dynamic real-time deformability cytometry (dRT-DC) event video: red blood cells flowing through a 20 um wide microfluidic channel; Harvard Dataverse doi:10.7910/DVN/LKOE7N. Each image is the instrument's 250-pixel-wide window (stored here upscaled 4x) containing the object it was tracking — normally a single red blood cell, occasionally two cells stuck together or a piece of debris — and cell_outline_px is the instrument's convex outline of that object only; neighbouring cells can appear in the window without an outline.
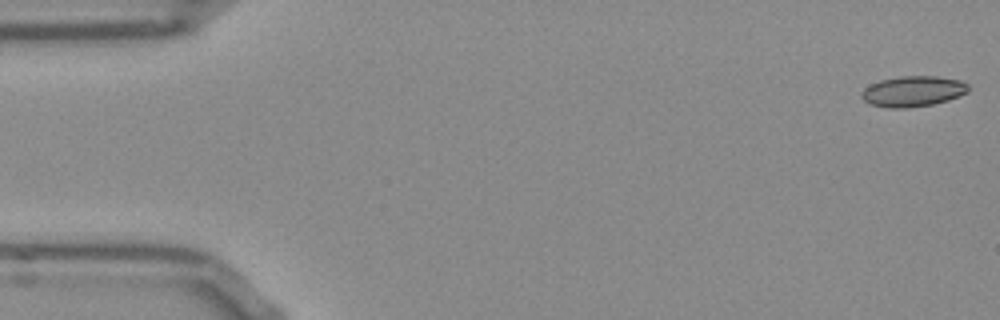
{"species": "Egyptian fruit bat (a non-hibernating species)", "species_latin": "Rousettus aegyptiacus", "temperature_condition": "room temperature", "stored_images_in_passage": 52, "camera_frame_rate_fps": 3000, "um_per_image_px": 0.085, "frame": {"image": 1, "passage_image": 1, "time_ms": 0.0, "image_size_px": [1000, 320], "cell_outline_px": [[968, 92], [948, 100], [932, 104], [904, 108], [888, 108], [868, 104], [860, 96], [860, 92], [864, 88], [880, 80], [900, 76], [936, 76], [960, 80], [968, 84]], "centroid_in_image_um": [77.57, 7.76], "position_along_channel_um": 7.4, "area_um2": 19.07}}
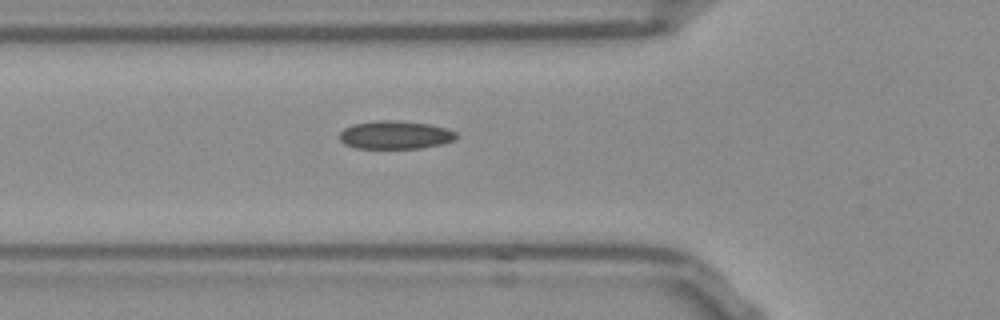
{"frame": {"image": 2, "passage_image": 18, "time_ms": 5.667, "image_size_px": [1000, 320], "cell_outline_px": [[456, 136], [452, 140], [440, 144], [420, 148], [356, 148], [344, 144], [340, 140], [340, 132], [344, 128], [352, 124], [376, 120], [396, 120], [432, 124], [448, 128], [456, 132]], "centroid_in_image_um": [33.57, 11.45], "position_along_channel_um": 92.2, "area_um2": 19.25}}
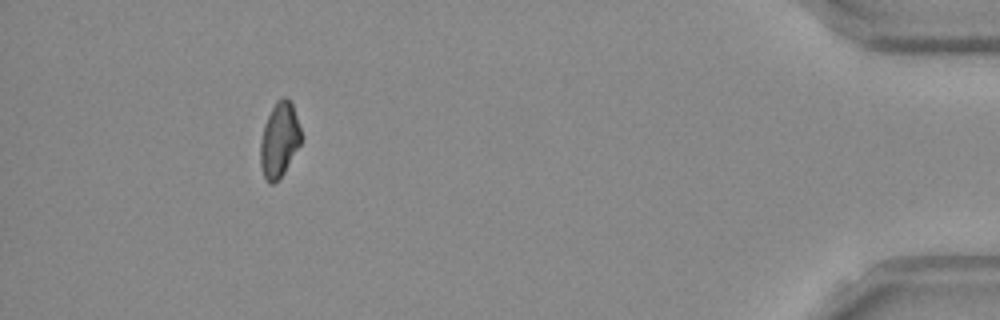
{"frame": {"image": 3, "passage_image": 48, "time_ms": 15.667, "image_size_px": [1000, 320], "cell_outline_px": [[300, 144], [284, 172], [272, 184], [264, 176], [260, 164], [260, 140], [264, 124], [276, 100], [284, 96], [292, 100], [300, 128]], "centroid_in_image_um": [23.73, 11.82], "position_along_channel_um": 411.5, "area_um2": 17.57}, "authors_computed_cell_mechanics": {"area_um2": 18.7561, "velocity_mm_per_s": 3.8414, "shape_relaxation_time_tau1_ms": null, "shape_relaxation_time_tau2_ms": 6.0629, "deformation_change_tau1": null, "deformation_change_tau2": 0.1143}}